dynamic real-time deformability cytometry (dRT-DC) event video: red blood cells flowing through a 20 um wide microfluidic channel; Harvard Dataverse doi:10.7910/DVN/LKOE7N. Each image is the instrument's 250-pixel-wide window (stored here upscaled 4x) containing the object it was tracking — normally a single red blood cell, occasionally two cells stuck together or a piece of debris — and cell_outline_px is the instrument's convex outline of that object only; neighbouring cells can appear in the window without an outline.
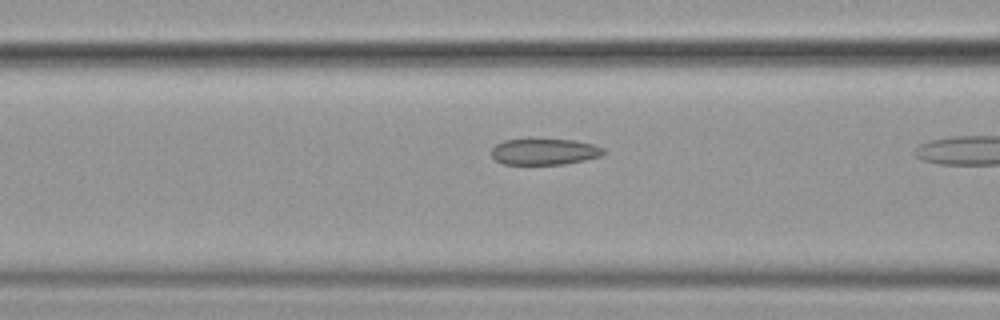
{"species": "common noctule bat (a hibernating species)", "species_latin": "Nyctalus noctula", "temperature_condition": "cold", "stored_images_in_passage": 10, "camera_frame_rate_fps": 3000, "um_per_image_px": 0.085, "animal": {"sex": "female", "body_mass_g": 19.9}, "frame": {"image": 1, "passage_image": 6, "time_ms": 1.667, "image_size_px": [1000, 320], "cell_outline_px": [[604, 152], [600, 156], [584, 160], [564, 164], [504, 164], [496, 160], [492, 156], [492, 148], [496, 144], [504, 140], [528, 136], [576, 140], [592, 144], [604, 148]], "centroid_in_image_um": [46.23, 12.83], "position_along_channel_um": 120.4, "area_um2": 17.86}}
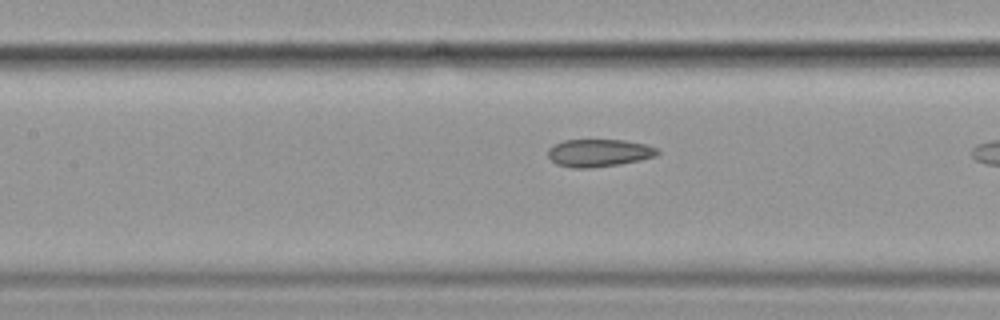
{"frame": {"image": 2, "passage_image": 9, "time_ms": 2.667, "image_size_px": [1000, 320], "cell_outline_px": [[660, 152], [656, 156], [640, 160], [620, 164], [592, 168], [572, 168], [556, 164], [548, 156], [548, 148], [552, 144], [564, 140], [624, 140], [648, 144], [656, 148]], "centroid_in_image_um": [50.9, 12.99], "position_along_channel_um": 156.5, "area_um2": 17.8}}